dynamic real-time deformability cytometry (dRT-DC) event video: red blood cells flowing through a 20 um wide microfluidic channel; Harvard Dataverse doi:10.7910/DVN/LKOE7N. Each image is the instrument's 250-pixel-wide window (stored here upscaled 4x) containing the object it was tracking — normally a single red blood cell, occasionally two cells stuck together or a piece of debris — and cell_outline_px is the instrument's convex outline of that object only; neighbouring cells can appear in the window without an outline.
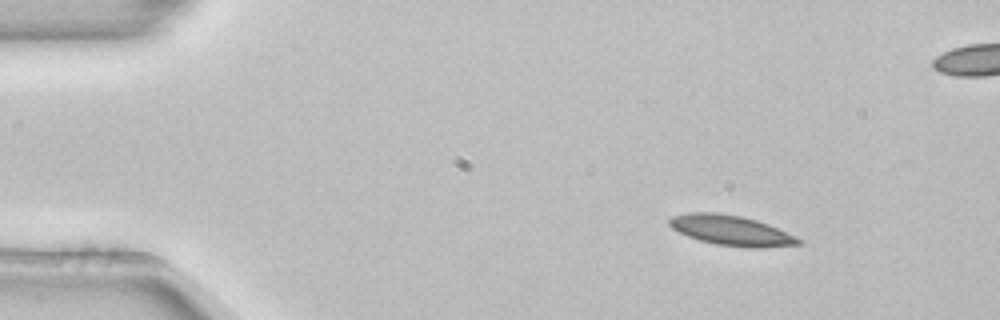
{"species": "common noctule bat (a hibernating species)", "species_latin": "Nyctalus noctula", "temperature_condition": "room temperature", "stored_images_in_passage": 3, "camera_frame_rate_fps": 3000, "um_per_image_px": 0.085, "animal": {"sex": "female", "body_mass_g": 22.7, "forearm_length_mm": 54.2}, "frame": {"image": 1, "passage_image": 1, "time_ms": 0.0, "image_size_px": [1000, 320], "cell_outline_px": [[804, 240], [800, 244], [760, 248], [748, 248], [716, 244], [700, 240], [688, 236], [672, 228], [668, 224], [668, 220], [672, 216], [688, 212], [716, 212], [740, 216], [756, 220], [768, 224]], "centroid_in_image_um": [62.14, 19.58], "position_along_channel_um": 22.9, "area_um2": 22.6}}